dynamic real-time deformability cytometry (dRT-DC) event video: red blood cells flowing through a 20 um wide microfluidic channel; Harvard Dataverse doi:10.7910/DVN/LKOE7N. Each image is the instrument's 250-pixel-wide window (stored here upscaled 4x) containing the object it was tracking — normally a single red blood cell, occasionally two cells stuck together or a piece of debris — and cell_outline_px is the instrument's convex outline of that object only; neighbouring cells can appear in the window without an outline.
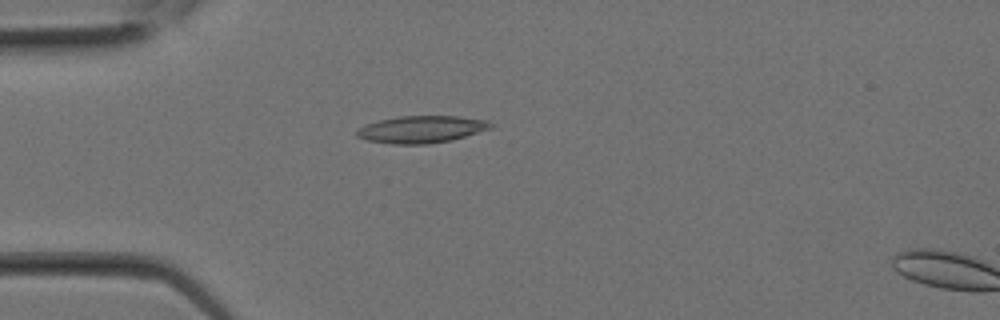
{"species": "Egyptian fruit bat (a non-hibernating species)", "species_latin": "Rousettus aegyptiacus", "temperature_condition": "room temperature", "stored_images_in_passage": 8, "camera_frame_rate_fps": 3000, "um_per_image_px": 0.085, "animal": {"sex": "female"}, "frame": {"image": 1, "passage_image": 7, "time_ms": 2.0, "image_size_px": [1000, 320], "cell_outline_px": [[496, 124], [492, 128], [452, 140], [428, 144], [392, 144], [368, 140], [356, 136], [356, 128], [364, 124], [380, 120], [400, 116], [460, 116], [488, 120]], "centroid_in_image_um": [35.85, 10.99], "position_along_channel_um": 49.2, "area_um2": 21.39}}